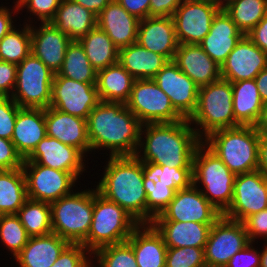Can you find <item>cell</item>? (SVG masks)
Masks as SVG:
<instances>
[{"mask_svg":"<svg viewBox=\"0 0 267 267\" xmlns=\"http://www.w3.org/2000/svg\"><path fill=\"white\" fill-rule=\"evenodd\" d=\"M54 73L30 53L17 65L16 85L11 98L21 108L50 107Z\"/></svg>","mask_w":267,"mask_h":267,"instance_id":"obj_9","label":"cell"},{"mask_svg":"<svg viewBox=\"0 0 267 267\" xmlns=\"http://www.w3.org/2000/svg\"><path fill=\"white\" fill-rule=\"evenodd\" d=\"M62 0H16L19 11L22 8L28 12H31L32 15L38 16L37 20L42 23L50 22L59 8Z\"/></svg>","mask_w":267,"mask_h":267,"instance_id":"obj_46","label":"cell"},{"mask_svg":"<svg viewBox=\"0 0 267 267\" xmlns=\"http://www.w3.org/2000/svg\"><path fill=\"white\" fill-rule=\"evenodd\" d=\"M78 41L82 45L90 64L97 72L118 63V48L98 26Z\"/></svg>","mask_w":267,"mask_h":267,"instance_id":"obj_34","label":"cell"},{"mask_svg":"<svg viewBox=\"0 0 267 267\" xmlns=\"http://www.w3.org/2000/svg\"><path fill=\"white\" fill-rule=\"evenodd\" d=\"M266 67L267 54L244 35L220 66V74L233 83L255 79Z\"/></svg>","mask_w":267,"mask_h":267,"instance_id":"obj_19","label":"cell"},{"mask_svg":"<svg viewBox=\"0 0 267 267\" xmlns=\"http://www.w3.org/2000/svg\"><path fill=\"white\" fill-rule=\"evenodd\" d=\"M266 178L259 170L236 175L233 199L223 216L243 222L250 215L267 209Z\"/></svg>","mask_w":267,"mask_h":267,"instance_id":"obj_16","label":"cell"},{"mask_svg":"<svg viewBox=\"0 0 267 267\" xmlns=\"http://www.w3.org/2000/svg\"><path fill=\"white\" fill-rule=\"evenodd\" d=\"M21 107L10 97L0 96V137L11 140L16 116Z\"/></svg>","mask_w":267,"mask_h":267,"instance_id":"obj_47","label":"cell"},{"mask_svg":"<svg viewBox=\"0 0 267 267\" xmlns=\"http://www.w3.org/2000/svg\"><path fill=\"white\" fill-rule=\"evenodd\" d=\"M28 199L52 203L73 192L77 178L70 172L52 169L35 162L22 166Z\"/></svg>","mask_w":267,"mask_h":267,"instance_id":"obj_12","label":"cell"},{"mask_svg":"<svg viewBox=\"0 0 267 267\" xmlns=\"http://www.w3.org/2000/svg\"><path fill=\"white\" fill-rule=\"evenodd\" d=\"M169 61L135 42L119 49L118 63L134 79H153Z\"/></svg>","mask_w":267,"mask_h":267,"instance_id":"obj_31","label":"cell"},{"mask_svg":"<svg viewBox=\"0 0 267 267\" xmlns=\"http://www.w3.org/2000/svg\"><path fill=\"white\" fill-rule=\"evenodd\" d=\"M45 122L47 136L79 149L84 155L91 152L86 119L48 107Z\"/></svg>","mask_w":267,"mask_h":267,"instance_id":"obj_22","label":"cell"},{"mask_svg":"<svg viewBox=\"0 0 267 267\" xmlns=\"http://www.w3.org/2000/svg\"><path fill=\"white\" fill-rule=\"evenodd\" d=\"M220 9H224L235 0H212Z\"/></svg>","mask_w":267,"mask_h":267,"instance_id":"obj_61","label":"cell"},{"mask_svg":"<svg viewBox=\"0 0 267 267\" xmlns=\"http://www.w3.org/2000/svg\"><path fill=\"white\" fill-rule=\"evenodd\" d=\"M31 25V53L54 74L58 73L63 64L67 46L72 40L50 22L41 23L39 27Z\"/></svg>","mask_w":267,"mask_h":267,"instance_id":"obj_20","label":"cell"},{"mask_svg":"<svg viewBox=\"0 0 267 267\" xmlns=\"http://www.w3.org/2000/svg\"><path fill=\"white\" fill-rule=\"evenodd\" d=\"M29 238L16 214L0 215V240L14 258L26 246Z\"/></svg>","mask_w":267,"mask_h":267,"instance_id":"obj_42","label":"cell"},{"mask_svg":"<svg viewBox=\"0 0 267 267\" xmlns=\"http://www.w3.org/2000/svg\"><path fill=\"white\" fill-rule=\"evenodd\" d=\"M259 139L255 126L240 125L212 132L203 142L239 175L258 169Z\"/></svg>","mask_w":267,"mask_h":267,"instance_id":"obj_4","label":"cell"},{"mask_svg":"<svg viewBox=\"0 0 267 267\" xmlns=\"http://www.w3.org/2000/svg\"><path fill=\"white\" fill-rule=\"evenodd\" d=\"M52 233L70 244H82L93 219L94 189L72 192L50 203Z\"/></svg>","mask_w":267,"mask_h":267,"instance_id":"obj_7","label":"cell"},{"mask_svg":"<svg viewBox=\"0 0 267 267\" xmlns=\"http://www.w3.org/2000/svg\"><path fill=\"white\" fill-rule=\"evenodd\" d=\"M69 244L55 233L33 236L14 260L19 267H51Z\"/></svg>","mask_w":267,"mask_h":267,"instance_id":"obj_29","label":"cell"},{"mask_svg":"<svg viewBox=\"0 0 267 267\" xmlns=\"http://www.w3.org/2000/svg\"><path fill=\"white\" fill-rule=\"evenodd\" d=\"M173 62L199 87L221 78L220 66L205 53L200 45L178 44Z\"/></svg>","mask_w":267,"mask_h":267,"instance_id":"obj_24","label":"cell"},{"mask_svg":"<svg viewBox=\"0 0 267 267\" xmlns=\"http://www.w3.org/2000/svg\"><path fill=\"white\" fill-rule=\"evenodd\" d=\"M138 225L122 207L106 199L94 188L93 219L82 245L93 253L103 246L124 242Z\"/></svg>","mask_w":267,"mask_h":267,"instance_id":"obj_8","label":"cell"},{"mask_svg":"<svg viewBox=\"0 0 267 267\" xmlns=\"http://www.w3.org/2000/svg\"><path fill=\"white\" fill-rule=\"evenodd\" d=\"M142 123L122 102L100 101L87 118L91 152L109 149L110 157L135 156Z\"/></svg>","mask_w":267,"mask_h":267,"instance_id":"obj_2","label":"cell"},{"mask_svg":"<svg viewBox=\"0 0 267 267\" xmlns=\"http://www.w3.org/2000/svg\"><path fill=\"white\" fill-rule=\"evenodd\" d=\"M222 215L192 184L187 189L178 190L173 200L153 221L214 224Z\"/></svg>","mask_w":267,"mask_h":267,"instance_id":"obj_15","label":"cell"},{"mask_svg":"<svg viewBox=\"0 0 267 267\" xmlns=\"http://www.w3.org/2000/svg\"><path fill=\"white\" fill-rule=\"evenodd\" d=\"M255 127L260 134H267V102L263 103L261 116Z\"/></svg>","mask_w":267,"mask_h":267,"instance_id":"obj_59","label":"cell"},{"mask_svg":"<svg viewBox=\"0 0 267 267\" xmlns=\"http://www.w3.org/2000/svg\"><path fill=\"white\" fill-rule=\"evenodd\" d=\"M27 199L23 169L0 170V215L16 214Z\"/></svg>","mask_w":267,"mask_h":267,"instance_id":"obj_35","label":"cell"},{"mask_svg":"<svg viewBox=\"0 0 267 267\" xmlns=\"http://www.w3.org/2000/svg\"><path fill=\"white\" fill-rule=\"evenodd\" d=\"M262 99V102H267V67L264 68L254 79Z\"/></svg>","mask_w":267,"mask_h":267,"instance_id":"obj_58","label":"cell"},{"mask_svg":"<svg viewBox=\"0 0 267 267\" xmlns=\"http://www.w3.org/2000/svg\"><path fill=\"white\" fill-rule=\"evenodd\" d=\"M250 242L245 248L237 252L225 267H260V251Z\"/></svg>","mask_w":267,"mask_h":267,"instance_id":"obj_50","label":"cell"},{"mask_svg":"<svg viewBox=\"0 0 267 267\" xmlns=\"http://www.w3.org/2000/svg\"><path fill=\"white\" fill-rule=\"evenodd\" d=\"M50 23L78 41L97 26V16L73 0H62Z\"/></svg>","mask_w":267,"mask_h":267,"instance_id":"obj_30","label":"cell"},{"mask_svg":"<svg viewBox=\"0 0 267 267\" xmlns=\"http://www.w3.org/2000/svg\"><path fill=\"white\" fill-rule=\"evenodd\" d=\"M257 170L267 177V134H260Z\"/></svg>","mask_w":267,"mask_h":267,"instance_id":"obj_56","label":"cell"},{"mask_svg":"<svg viewBox=\"0 0 267 267\" xmlns=\"http://www.w3.org/2000/svg\"><path fill=\"white\" fill-rule=\"evenodd\" d=\"M108 160L97 191L122 207L139 224H147L143 162L136 156H109Z\"/></svg>","mask_w":267,"mask_h":267,"instance_id":"obj_3","label":"cell"},{"mask_svg":"<svg viewBox=\"0 0 267 267\" xmlns=\"http://www.w3.org/2000/svg\"><path fill=\"white\" fill-rule=\"evenodd\" d=\"M87 253L92 257L82 244H69L51 267H87L92 262Z\"/></svg>","mask_w":267,"mask_h":267,"instance_id":"obj_45","label":"cell"},{"mask_svg":"<svg viewBox=\"0 0 267 267\" xmlns=\"http://www.w3.org/2000/svg\"><path fill=\"white\" fill-rule=\"evenodd\" d=\"M99 102L96 84L82 83L54 74L50 107L87 120L89 113Z\"/></svg>","mask_w":267,"mask_h":267,"instance_id":"obj_14","label":"cell"},{"mask_svg":"<svg viewBox=\"0 0 267 267\" xmlns=\"http://www.w3.org/2000/svg\"><path fill=\"white\" fill-rule=\"evenodd\" d=\"M207 148V149H206ZM193 185L222 214L231 205L236 175L222 162L203 141L198 145L193 156Z\"/></svg>","mask_w":267,"mask_h":267,"instance_id":"obj_6","label":"cell"},{"mask_svg":"<svg viewBox=\"0 0 267 267\" xmlns=\"http://www.w3.org/2000/svg\"><path fill=\"white\" fill-rule=\"evenodd\" d=\"M232 103V86L228 80L220 78L199 87L197 106L188 121L192 127L196 125L194 130L202 141L217 130L240 126Z\"/></svg>","mask_w":267,"mask_h":267,"instance_id":"obj_5","label":"cell"},{"mask_svg":"<svg viewBox=\"0 0 267 267\" xmlns=\"http://www.w3.org/2000/svg\"><path fill=\"white\" fill-rule=\"evenodd\" d=\"M243 36L231 17L220 9L213 18L209 33L199 45L221 66Z\"/></svg>","mask_w":267,"mask_h":267,"instance_id":"obj_23","label":"cell"},{"mask_svg":"<svg viewBox=\"0 0 267 267\" xmlns=\"http://www.w3.org/2000/svg\"><path fill=\"white\" fill-rule=\"evenodd\" d=\"M82 7L98 16L100 12L113 0H73Z\"/></svg>","mask_w":267,"mask_h":267,"instance_id":"obj_57","label":"cell"},{"mask_svg":"<svg viewBox=\"0 0 267 267\" xmlns=\"http://www.w3.org/2000/svg\"><path fill=\"white\" fill-rule=\"evenodd\" d=\"M224 11L237 28L247 35L267 15V0H235Z\"/></svg>","mask_w":267,"mask_h":267,"instance_id":"obj_38","label":"cell"},{"mask_svg":"<svg viewBox=\"0 0 267 267\" xmlns=\"http://www.w3.org/2000/svg\"><path fill=\"white\" fill-rule=\"evenodd\" d=\"M24 159L9 139L0 137V170L22 168Z\"/></svg>","mask_w":267,"mask_h":267,"instance_id":"obj_49","label":"cell"},{"mask_svg":"<svg viewBox=\"0 0 267 267\" xmlns=\"http://www.w3.org/2000/svg\"><path fill=\"white\" fill-rule=\"evenodd\" d=\"M143 183L147 196V224H151L173 200L177 190L166 187L160 181L154 183L145 177Z\"/></svg>","mask_w":267,"mask_h":267,"instance_id":"obj_43","label":"cell"},{"mask_svg":"<svg viewBox=\"0 0 267 267\" xmlns=\"http://www.w3.org/2000/svg\"><path fill=\"white\" fill-rule=\"evenodd\" d=\"M262 251H260V267H267V241Z\"/></svg>","mask_w":267,"mask_h":267,"instance_id":"obj_60","label":"cell"},{"mask_svg":"<svg viewBox=\"0 0 267 267\" xmlns=\"http://www.w3.org/2000/svg\"><path fill=\"white\" fill-rule=\"evenodd\" d=\"M143 174L148 180L157 183L160 181L166 187L181 190L193 184L192 168H170L151 162H143Z\"/></svg>","mask_w":267,"mask_h":267,"instance_id":"obj_40","label":"cell"},{"mask_svg":"<svg viewBox=\"0 0 267 267\" xmlns=\"http://www.w3.org/2000/svg\"><path fill=\"white\" fill-rule=\"evenodd\" d=\"M46 135L45 109L20 108L18 110L11 141L24 160Z\"/></svg>","mask_w":267,"mask_h":267,"instance_id":"obj_26","label":"cell"},{"mask_svg":"<svg viewBox=\"0 0 267 267\" xmlns=\"http://www.w3.org/2000/svg\"><path fill=\"white\" fill-rule=\"evenodd\" d=\"M183 0H150V17H172Z\"/></svg>","mask_w":267,"mask_h":267,"instance_id":"obj_52","label":"cell"},{"mask_svg":"<svg viewBox=\"0 0 267 267\" xmlns=\"http://www.w3.org/2000/svg\"><path fill=\"white\" fill-rule=\"evenodd\" d=\"M137 43L173 61L178 42L172 17H146L138 25Z\"/></svg>","mask_w":267,"mask_h":267,"instance_id":"obj_21","label":"cell"},{"mask_svg":"<svg viewBox=\"0 0 267 267\" xmlns=\"http://www.w3.org/2000/svg\"><path fill=\"white\" fill-rule=\"evenodd\" d=\"M219 10L212 0H183L172 15L178 44L199 45Z\"/></svg>","mask_w":267,"mask_h":267,"instance_id":"obj_13","label":"cell"},{"mask_svg":"<svg viewBox=\"0 0 267 267\" xmlns=\"http://www.w3.org/2000/svg\"><path fill=\"white\" fill-rule=\"evenodd\" d=\"M167 248H205L213 224L178 221H152Z\"/></svg>","mask_w":267,"mask_h":267,"instance_id":"obj_28","label":"cell"},{"mask_svg":"<svg viewBox=\"0 0 267 267\" xmlns=\"http://www.w3.org/2000/svg\"><path fill=\"white\" fill-rule=\"evenodd\" d=\"M58 74L82 83H97V71L90 64L80 42L76 40H72L68 44Z\"/></svg>","mask_w":267,"mask_h":267,"instance_id":"obj_36","label":"cell"},{"mask_svg":"<svg viewBox=\"0 0 267 267\" xmlns=\"http://www.w3.org/2000/svg\"><path fill=\"white\" fill-rule=\"evenodd\" d=\"M126 241L132 246L138 267H165L167 246L152 224H139Z\"/></svg>","mask_w":267,"mask_h":267,"instance_id":"obj_27","label":"cell"},{"mask_svg":"<svg viewBox=\"0 0 267 267\" xmlns=\"http://www.w3.org/2000/svg\"><path fill=\"white\" fill-rule=\"evenodd\" d=\"M134 81L119 63L98 71L96 86L100 101L126 103Z\"/></svg>","mask_w":267,"mask_h":267,"instance_id":"obj_33","label":"cell"},{"mask_svg":"<svg viewBox=\"0 0 267 267\" xmlns=\"http://www.w3.org/2000/svg\"><path fill=\"white\" fill-rule=\"evenodd\" d=\"M85 155L77 148L45 136L24 162H35L43 166L70 172L77 179L86 170Z\"/></svg>","mask_w":267,"mask_h":267,"instance_id":"obj_18","label":"cell"},{"mask_svg":"<svg viewBox=\"0 0 267 267\" xmlns=\"http://www.w3.org/2000/svg\"><path fill=\"white\" fill-rule=\"evenodd\" d=\"M87 267H96V266L93 265L92 262H91Z\"/></svg>","mask_w":267,"mask_h":267,"instance_id":"obj_62","label":"cell"},{"mask_svg":"<svg viewBox=\"0 0 267 267\" xmlns=\"http://www.w3.org/2000/svg\"><path fill=\"white\" fill-rule=\"evenodd\" d=\"M16 215L30 237L52 233L50 203L27 199Z\"/></svg>","mask_w":267,"mask_h":267,"instance_id":"obj_37","label":"cell"},{"mask_svg":"<svg viewBox=\"0 0 267 267\" xmlns=\"http://www.w3.org/2000/svg\"><path fill=\"white\" fill-rule=\"evenodd\" d=\"M155 83L170 98L174 109L189 119L197 106L199 86L169 61L153 78Z\"/></svg>","mask_w":267,"mask_h":267,"instance_id":"obj_17","label":"cell"},{"mask_svg":"<svg viewBox=\"0 0 267 267\" xmlns=\"http://www.w3.org/2000/svg\"><path fill=\"white\" fill-rule=\"evenodd\" d=\"M139 21L115 0L97 16V26L109 36L118 50L137 42Z\"/></svg>","mask_w":267,"mask_h":267,"instance_id":"obj_25","label":"cell"},{"mask_svg":"<svg viewBox=\"0 0 267 267\" xmlns=\"http://www.w3.org/2000/svg\"><path fill=\"white\" fill-rule=\"evenodd\" d=\"M17 65L0 60V96H12L16 85Z\"/></svg>","mask_w":267,"mask_h":267,"instance_id":"obj_51","label":"cell"},{"mask_svg":"<svg viewBox=\"0 0 267 267\" xmlns=\"http://www.w3.org/2000/svg\"><path fill=\"white\" fill-rule=\"evenodd\" d=\"M92 254V258L97 259V267H138L132 246L127 241L103 246Z\"/></svg>","mask_w":267,"mask_h":267,"instance_id":"obj_41","label":"cell"},{"mask_svg":"<svg viewBox=\"0 0 267 267\" xmlns=\"http://www.w3.org/2000/svg\"><path fill=\"white\" fill-rule=\"evenodd\" d=\"M165 267H206L204 248H167Z\"/></svg>","mask_w":267,"mask_h":267,"instance_id":"obj_44","label":"cell"},{"mask_svg":"<svg viewBox=\"0 0 267 267\" xmlns=\"http://www.w3.org/2000/svg\"><path fill=\"white\" fill-rule=\"evenodd\" d=\"M243 224L250 242L254 243L259 237L267 241V209L250 215Z\"/></svg>","mask_w":267,"mask_h":267,"instance_id":"obj_48","label":"cell"},{"mask_svg":"<svg viewBox=\"0 0 267 267\" xmlns=\"http://www.w3.org/2000/svg\"><path fill=\"white\" fill-rule=\"evenodd\" d=\"M233 113L240 125L255 126L261 116L263 102L254 79L231 83Z\"/></svg>","mask_w":267,"mask_h":267,"instance_id":"obj_32","label":"cell"},{"mask_svg":"<svg viewBox=\"0 0 267 267\" xmlns=\"http://www.w3.org/2000/svg\"><path fill=\"white\" fill-rule=\"evenodd\" d=\"M191 127L188 119L142 124L135 156L142 162L170 168H192L195 150L202 140Z\"/></svg>","mask_w":267,"mask_h":267,"instance_id":"obj_1","label":"cell"},{"mask_svg":"<svg viewBox=\"0 0 267 267\" xmlns=\"http://www.w3.org/2000/svg\"><path fill=\"white\" fill-rule=\"evenodd\" d=\"M249 243L243 222L222 215L212 225L205 244L206 267H225L229 260Z\"/></svg>","mask_w":267,"mask_h":267,"instance_id":"obj_11","label":"cell"},{"mask_svg":"<svg viewBox=\"0 0 267 267\" xmlns=\"http://www.w3.org/2000/svg\"><path fill=\"white\" fill-rule=\"evenodd\" d=\"M246 36L267 54V15Z\"/></svg>","mask_w":267,"mask_h":267,"instance_id":"obj_54","label":"cell"},{"mask_svg":"<svg viewBox=\"0 0 267 267\" xmlns=\"http://www.w3.org/2000/svg\"><path fill=\"white\" fill-rule=\"evenodd\" d=\"M125 105L142 124L184 120L172 106L167 94L153 79H135Z\"/></svg>","mask_w":267,"mask_h":267,"instance_id":"obj_10","label":"cell"},{"mask_svg":"<svg viewBox=\"0 0 267 267\" xmlns=\"http://www.w3.org/2000/svg\"><path fill=\"white\" fill-rule=\"evenodd\" d=\"M23 26L21 30L13 28L0 41L1 61L18 65L31 53L30 24L26 23Z\"/></svg>","mask_w":267,"mask_h":267,"instance_id":"obj_39","label":"cell"},{"mask_svg":"<svg viewBox=\"0 0 267 267\" xmlns=\"http://www.w3.org/2000/svg\"><path fill=\"white\" fill-rule=\"evenodd\" d=\"M139 20L150 17V0H115Z\"/></svg>","mask_w":267,"mask_h":267,"instance_id":"obj_53","label":"cell"},{"mask_svg":"<svg viewBox=\"0 0 267 267\" xmlns=\"http://www.w3.org/2000/svg\"><path fill=\"white\" fill-rule=\"evenodd\" d=\"M14 12L7 8V7H0V41L3 39V37L9 33L15 26L13 25L15 22L12 20V13H19L17 2H14ZM18 10V11H17ZM11 11V12H10Z\"/></svg>","mask_w":267,"mask_h":267,"instance_id":"obj_55","label":"cell"}]
</instances>
